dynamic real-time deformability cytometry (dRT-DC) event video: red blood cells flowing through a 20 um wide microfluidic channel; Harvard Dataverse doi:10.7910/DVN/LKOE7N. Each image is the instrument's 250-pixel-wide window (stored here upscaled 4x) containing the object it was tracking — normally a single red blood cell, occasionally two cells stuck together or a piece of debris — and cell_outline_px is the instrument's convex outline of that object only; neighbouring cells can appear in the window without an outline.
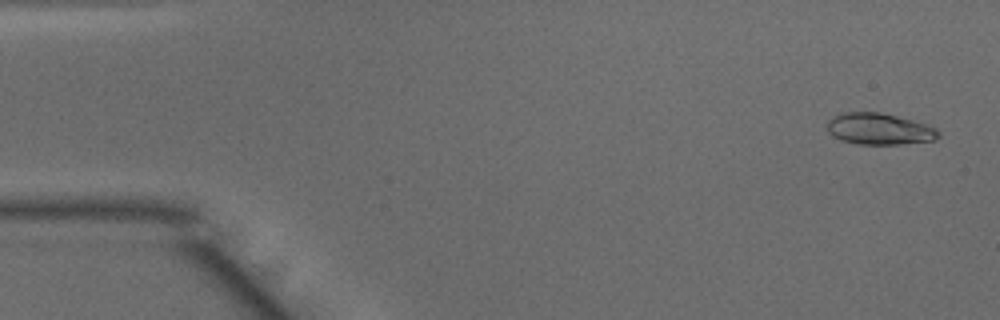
{"species": "common noctule bat (a hibernating species)", "species_latin": "Nyctalus noctula", "temperature_condition": "warm", "stored_images_in_passage": 49, "camera_frame_rate_fps": 3000, "um_per_image_px": 0.085, "animal": {"sex": "male", "body_mass_g": 15.6}, "frame": {"image": 1, "passage_image": 2, "time_ms": 0.333, "image_size_px": [1000, 320], "cell_outline_px": [[940, 136], [936, 140], [900, 144], [860, 144], [840, 140], [832, 136], [828, 132], [828, 120], [832, 116], [840, 112], [880, 112], [912, 120], [936, 128], [940, 132]], "centroid_in_image_um": [74.72, 10.96], "position_along_channel_um": 10.3, "area_um2": 20.46}}
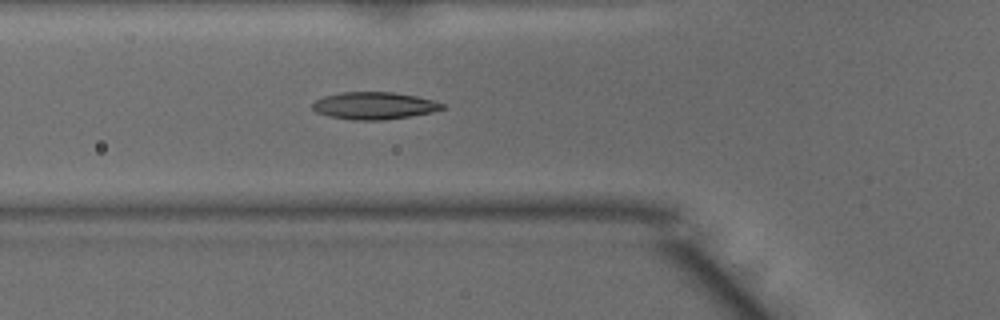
{"frame": {"image": 2, "passage_image": 17, "time_ms": 5.333, "image_size_px": [1000, 320], "cell_outline_px": [[448, 108], [432, 112], [384, 120], [352, 120], [328, 116], [316, 112], [312, 108], [312, 104], [316, 100], [324, 96], [340, 92], [396, 92], [416, 96], [448, 104]], "centroid_in_image_um": [31.84, 8.98], "position_along_channel_um": 94.0, "area_um2": 20.81}}
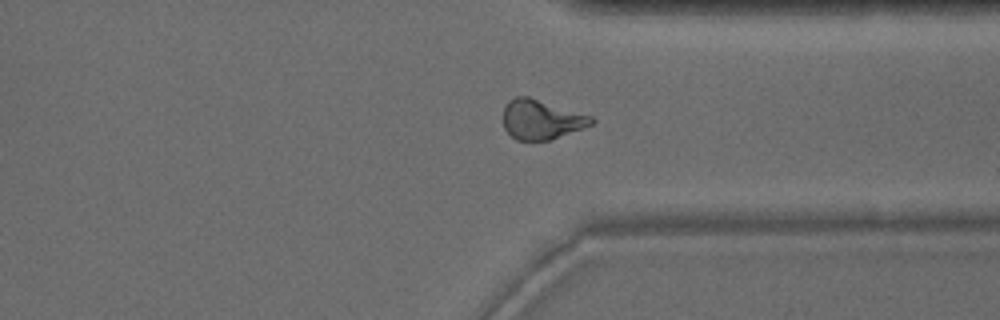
{"frame": {"image": 3, "passage_image": 37, "time_ms": 12.0, "image_size_px": [1000, 320], "cell_outline_px": [[596, 120], [592, 124], [552, 140], [516, 140], [504, 128], [504, 108], [508, 100], [516, 96], [528, 96], [592, 116]], "centroid_in_image_um": [46.01, 10.15], "position_along_channel_um": 365.4, "area_um2": 20.29}, "authors_computed_cell_mechanics": {"area_um2": 20.1722, "velocity_mm_per_s": 4.0691, "shape_relaxation_time_tau1_ms": 5.145, "shape_relaxation_time_tau2_ms": 1.5979, "deformation_change_tau1": 0.2022, "deformation_change_tau2": 0.093}}